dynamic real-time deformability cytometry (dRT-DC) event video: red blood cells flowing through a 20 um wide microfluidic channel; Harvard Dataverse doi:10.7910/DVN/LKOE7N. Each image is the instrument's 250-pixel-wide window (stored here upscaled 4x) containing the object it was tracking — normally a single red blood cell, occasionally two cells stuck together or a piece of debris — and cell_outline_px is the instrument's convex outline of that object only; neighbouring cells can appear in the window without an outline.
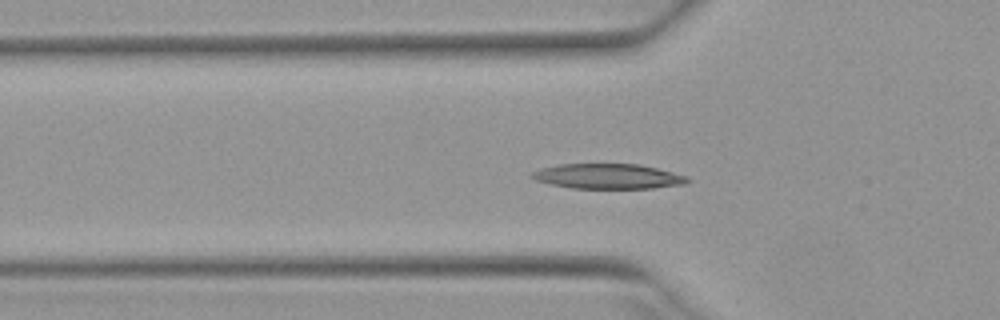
{"species": "Egyptian fruit bat (a non-hibernating species)", "species_latin": "Rousettus aegyptiacus", "temperature_condition": "warm", "stored_images_in_passage": 44, "camera_frame_rate_fps": 3000, "um_per_image_px": 0.085, "animal": {"sex": "female"}, "frame": {"image": 1, "passage_image": 17, "time_ms": 5.333, "image_size_px": [1000, 320], "cell_outline_px": [[692, 180], [684, 184], [652, 188], [572, 188], [552, 184], [536, 180], [528, 176], [532, 172], [540, 168], [560, 164], [640, 164], [688, 176]], "centroid_in_image_um": [51.68, 14.98], "position_along_channel_um": 74.1, "area_um2": 22.66}}
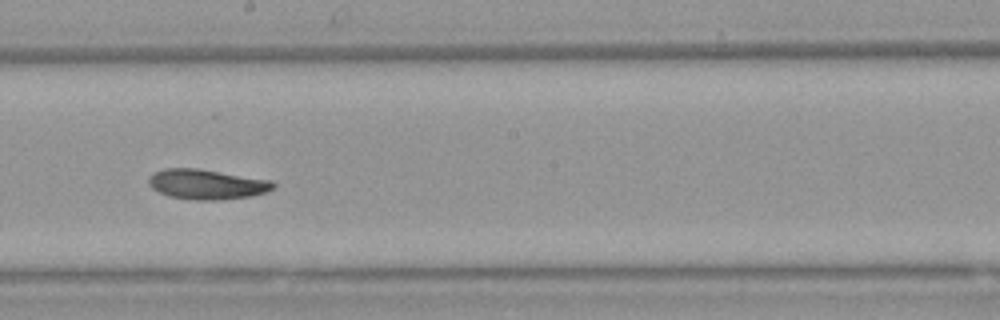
{"frame": {"image": 2, "passage_image": 29, "time_ms": 9.333, "image_size_px": [1000, 320], "cell_outline_px": [[276, 184], [272, 188], [264, 192], [252, 196], [220, 200], [196, 200], [168, 196], [152, 188], [148, 184], [148, 180], [156, 172], [164, 168], [200, 168], [272, 180]], "centroid_in_image_um": [17.59, 15.66], "position_along_channel_um": 230.6, "area_um2": 21.79}}
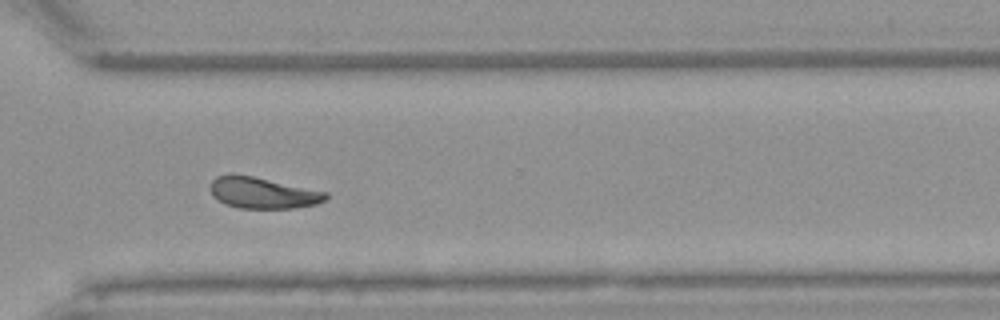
{"frame": {"image": 3, "passage_image": 38, "time_ms": 12.333, "image_size_px": [1000, 320], "cell_outline_px": [[328, 200], [316, 204], [296, 208], [240, 208], [224, 204], [212, 196], [208, 188], [212, 180], [216, 176], [252, 176], [328, 192]], "centroid_in_image_um": [22.35, 16.42], "position_along_channel_um": 348.2, "area_um2": 20.87}, "authors_computed_cell_mechanics": {"area_um2": 21.3282, "velocity_mm_per_s": 3.9126, "shape_relaxation_time_tau1_ms": 4.2628, "shape_relaxation_time_tau2_ms": 6.3993, "deformation_change_tau1": 0.1588, "deformation_change_tau2": 0.1369}}